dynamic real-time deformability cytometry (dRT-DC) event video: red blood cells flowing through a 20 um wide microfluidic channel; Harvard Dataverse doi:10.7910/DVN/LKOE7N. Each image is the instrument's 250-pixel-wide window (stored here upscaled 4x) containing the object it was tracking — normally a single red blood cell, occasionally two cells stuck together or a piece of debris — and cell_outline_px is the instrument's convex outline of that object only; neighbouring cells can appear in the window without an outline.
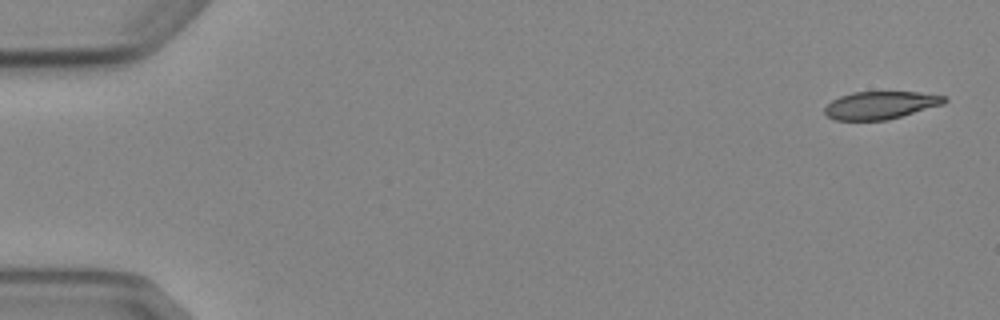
{"species": "Egyptian fruit bat (a non-hibernating species)", "species_latin": "Rousettus aegyptiacus", "temperature_condition": "cold", "stored_images_in_passage": 5, "camera_frame_rate_fps": 3000, "um_per_image_px": 0.085, "animal": {"sex": "female"}, "frame": {"image": 1, "passage_image": 1, "time_ms": 0.0, "image_size_px": [1000, 320], "cell_outline_px": [[948, 100], [944, 104], [888, 120], [836, 120], [828, 116], [824, 112], [824, 108], [832, 100], [840, 96], [852, 92], [916, 92], [944, 96]], "centroid_in_image_um": [74.84, 8.94], "position_along_channel_um": 10.2, "area_um2": 19.25}}
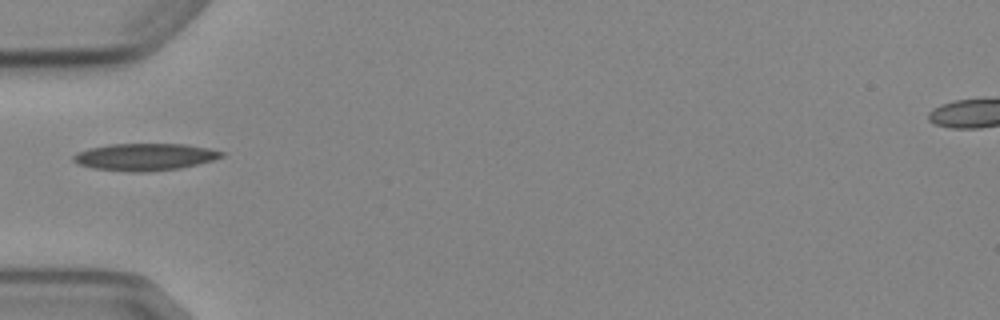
{"frame": {"image": 2, "passage_image": 5, "time_ms": 5.333, "image_size_px": [1000, 320], "cell_outline_px": [[224, 156], [212, 160], [180, 168], [144, 172], [132, 172], [92, 168], [80, 164], [72, 160], [72, 156], [76, 152], [88, 148], [108, 144], [184, 144], [208, 148], [224, 152]], "centroid_in_image_um": [12.27, 13.33], "position_along_channel_um": 72.7, "area_um2": 23.35}}